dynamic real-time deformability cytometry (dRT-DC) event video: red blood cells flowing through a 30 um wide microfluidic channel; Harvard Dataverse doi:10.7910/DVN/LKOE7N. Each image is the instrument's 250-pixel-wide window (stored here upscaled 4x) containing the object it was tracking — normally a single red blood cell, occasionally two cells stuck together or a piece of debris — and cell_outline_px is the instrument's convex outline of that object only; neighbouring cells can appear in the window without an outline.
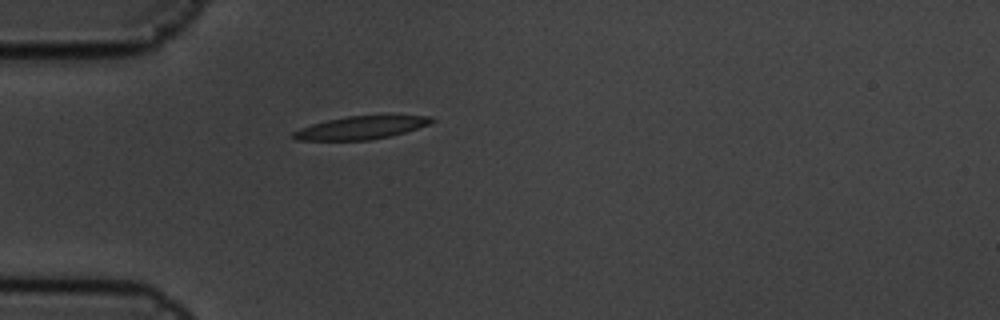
{"species": "common noctule bat (a hibernating species)", "species_latin": "Nyctalus noctula", "temperature_condition": "cold", "stored_images_in_passage": 5, "camera_frame_rate_fps": 3000, "um_per_image_px": 0.085, "animal": {"sex": "male", "body_mass_g": 19.5, "forearm_length_mm": 54.6}, "frame": {"image": 1, "passage_image": 5, "time_ms": 1.333, "image_size_px": [1000, 320], "cell_outline_px": [[436, 120], [428, 124], [404, 132], [388, 136], [368, 140], [296, 140], [292, 136], [292, 132], [300, 128], [312, 124], [328, 120], [348, 116], [432, 116]], "centroid_in_image_um": [30.64, 10.86], "position_along_channel_um": 54.4, "area_um2": 18.09}}